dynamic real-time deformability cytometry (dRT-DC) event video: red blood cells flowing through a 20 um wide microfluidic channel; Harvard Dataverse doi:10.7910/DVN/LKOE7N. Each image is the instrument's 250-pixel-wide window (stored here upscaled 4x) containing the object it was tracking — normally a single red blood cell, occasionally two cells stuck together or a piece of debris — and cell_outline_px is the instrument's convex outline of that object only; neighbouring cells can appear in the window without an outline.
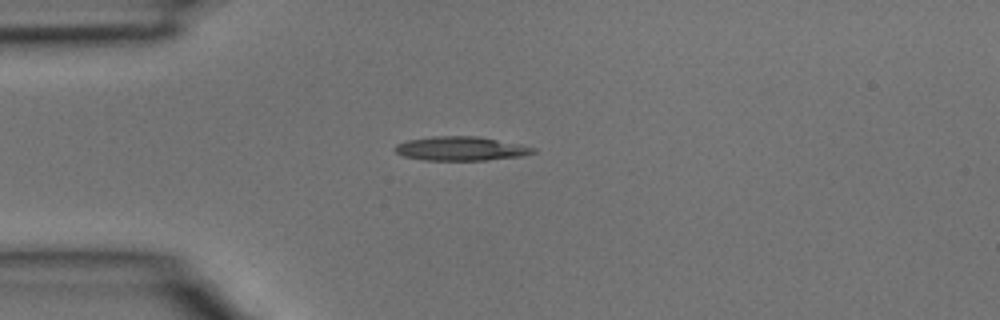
{"species": "common noctule bat (a hibernating species)", "species_latin": "Nyctalus noctula", "temperature_condition": "room temperature", "stored_images_in_passage": 2, "camera_frame_rate_fps": 3000, "um_per_image_px": 0.085, "animal": {"sex": "male", "body_mass_g": 15.6}, "frame": {"image": 1, "passage_image": 1, "time_ms": 0.0, "image_size_px": [1000, 320], "cell_outline_px": [[536, 152], [520, 156], [488, 160], [424, 160], [404, 156], [396, 152], [392, 148], [396, 144], [408, 140], [432, 136], [476, 136], [520, 144], [536, 148]], "centroid_in_image_um": [39.15, 12.63], "position_along_channel_um": 45.8, "area_um2": 19.31}}
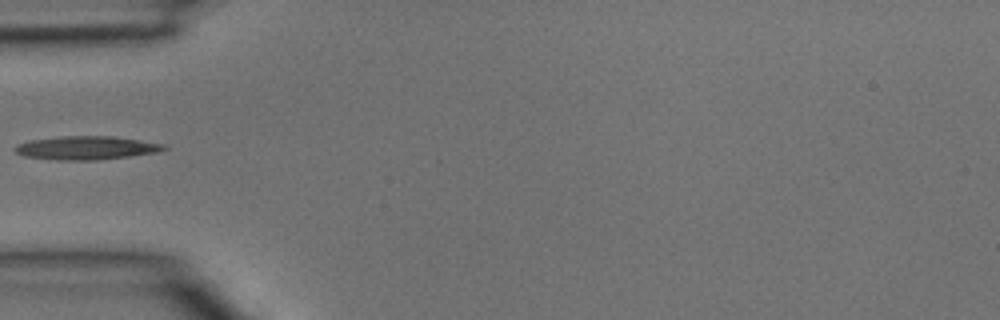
{"frame": {"image": 2, "passage_image": 2, "time_ms": 0.333, "image_size_px": [1000, 320], "cell_outline_px": [[168, 148], [160, 152], [132, 156], [96, 160], [56, 160], [24, 156], [16, 152], [12, 148], [16, 144], [28, 140], [60, 136], [112, 136], [168, 144]], "centroid_in_image_um": [7.36, 12.56], "position_along_channel_um": 77.6, "area_um2": 20.75}}